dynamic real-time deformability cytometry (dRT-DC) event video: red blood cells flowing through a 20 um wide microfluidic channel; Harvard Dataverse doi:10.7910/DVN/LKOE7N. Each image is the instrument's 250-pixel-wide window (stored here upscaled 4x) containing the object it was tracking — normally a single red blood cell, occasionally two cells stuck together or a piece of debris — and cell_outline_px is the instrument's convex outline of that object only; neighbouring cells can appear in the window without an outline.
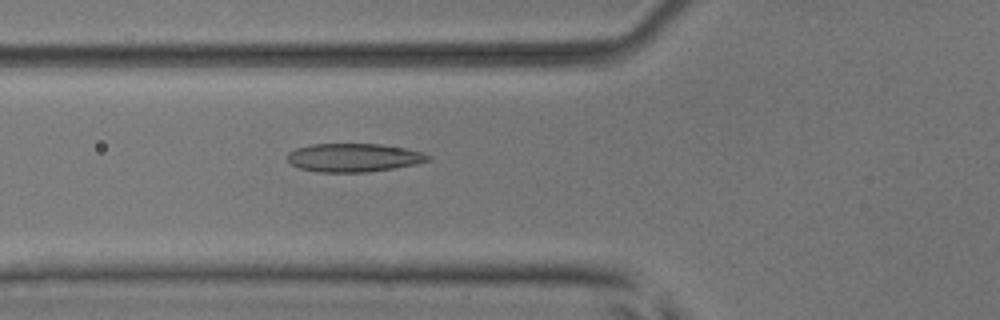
{"species": "common noctule bat (a hibernating species)", "species_latin": "Nyctalus noctula", "temperature_condition": "room temperature", "stored_images_in_passage": 40, "camera_frame_rate_fps": 3000, "um_per_image_px": 0.085, "animal": {"sex": "male", "body_mass_g": 17.9, "forearm_length_mm": 54.2}, "frame": {"image": 1, "passage_image": 7, "time_ms": 2.0, "image_size_px": [1000, 320], "cell_outline_px": [[432, 160], [416, 164], [368, 172], [320, 172], [300, 168], [292, 164], [288, 160], [288, 152], [296, 148], [312, 144], [380, 144], [404, 148], [424, 152], [432, 156]], "centroid_in_image_um": [30.11, 13.39], "position_along_channel_um": 95.7, "area_um2": 23.29}}
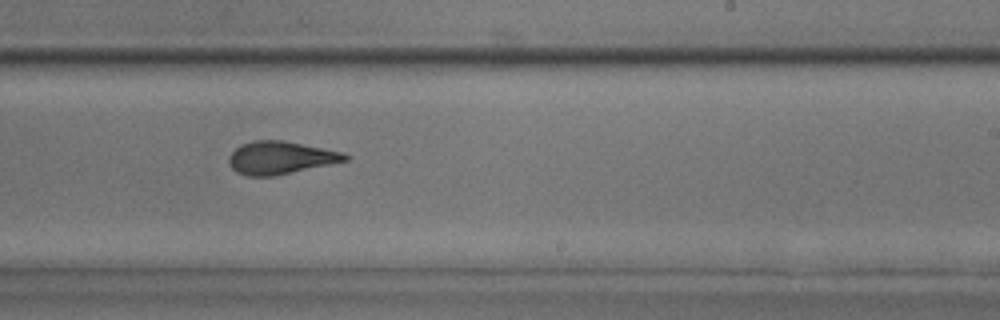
{"frame": {"image": 2, "passage_image": 20, "time_ms": 6.333, "image_size_px": [1000, 320], "cell_outline_px": [[352, 156], [348, 160], [272, 176], [248, 176], [236, 172], [228, 164], [228, 156], [240, 144], [256, 140], [284, 140], [344, 152]], "centroid_in_image_um": [23.83, 13.39], "position_along_channel_um": 265.2, "area_um2": 22.2}}
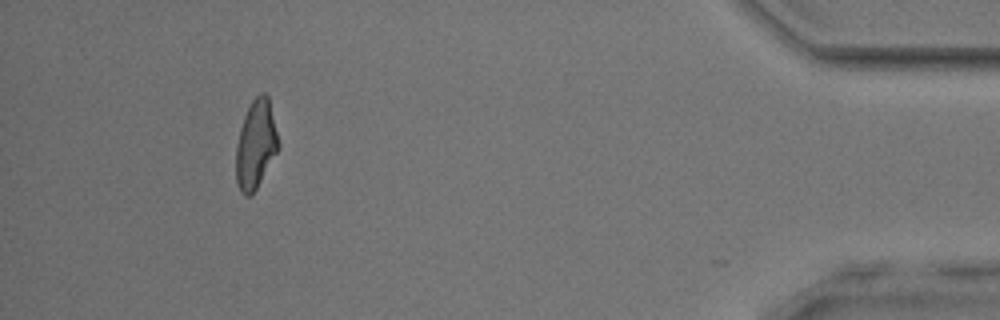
{"frame": {"image": 3, "passage_image": 36, "time_ms": 11.667, "image_size_px": [1000, 320], "cell_outline_px": [[280, 148], [252, 196], [244, 196], [240, 192], [236, 180], [236, 148], [240, 128], [244, 116], [252, 100], [260, 92], [264, 92], [268, 96], [280, 144]], "centroid_in_image_um": [21.75, 12.31], "position_along_channel_um": 413.5, "area_um2": 22.02}, "authors_computed_cell_mechanics": {"area_um2": 22.2241, "velocity_mm_per_s": 3.9137, "shape_relaxation_time_tau1_ms": 8.6338, "shape_relaxation_time_tau2_ms": 1.6227, "deformation_change_tau1": 0.242, "deformation_change_tau2": 0.0803}}